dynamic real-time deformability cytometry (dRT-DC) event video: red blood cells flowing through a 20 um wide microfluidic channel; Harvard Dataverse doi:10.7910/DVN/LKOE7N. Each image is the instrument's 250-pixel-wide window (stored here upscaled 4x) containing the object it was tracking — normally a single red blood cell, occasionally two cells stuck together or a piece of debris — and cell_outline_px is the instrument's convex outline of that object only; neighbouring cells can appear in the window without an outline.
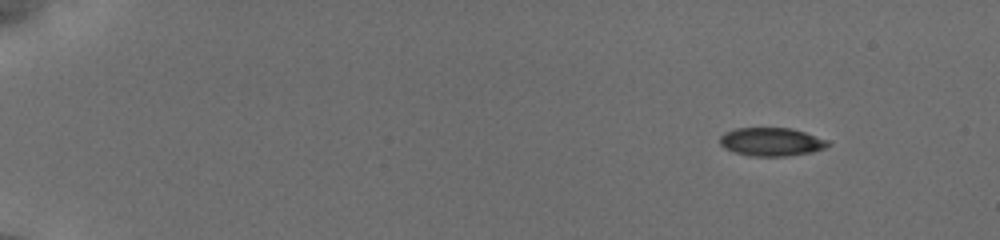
{"species": "common noctule bat (a hibernating species)", "species_latin": "Nyctalus noctula", "temperature_condition": "cold", "stored_images_in_passage": 14, "camera_frame_rate_fps": 3000, "um_per_image_px": 0.085, "animal": {"sex": "female", "body_mass_g": 19.5, "forearm_length_mm": 54.1}, "frame": {"image": 1, "passage_image": 3, "time_ms": 0.667, "image_size_px": [1000, 240], "cell_outline_px": [[820, 144], [812, 148], [788, 152], [764, 152], [728, 144], [724, 140], [728, 136], [740, 132], [756, 128], [764, 128], [796, 132]], "centroid_in_image_um": [65.52, 11.95], "position_along_channel_um": 19.5, "area_um2": 11.39}}